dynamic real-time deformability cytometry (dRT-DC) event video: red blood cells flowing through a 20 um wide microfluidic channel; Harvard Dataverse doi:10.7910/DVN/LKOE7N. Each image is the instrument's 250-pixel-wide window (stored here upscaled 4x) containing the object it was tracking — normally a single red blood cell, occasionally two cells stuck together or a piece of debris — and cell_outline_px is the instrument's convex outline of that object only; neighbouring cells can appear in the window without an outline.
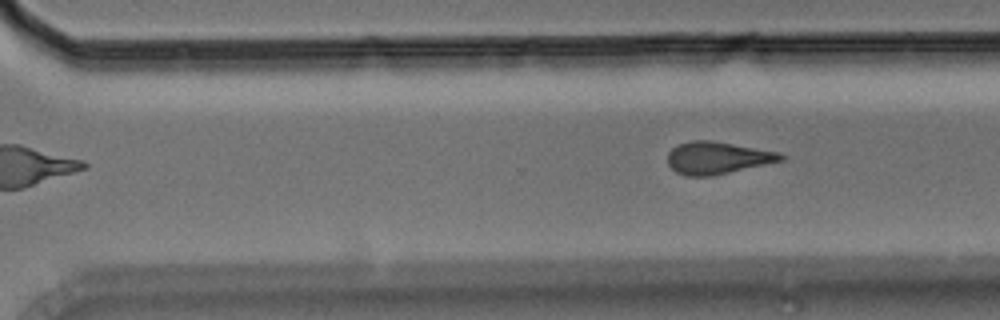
{"species": "Egyptian fruit bat (a non-hibernating species)", "species_latin": "Rousettus aegyptiacus", "temperature_condition": "room temperature", "stored_images_in_passage": 9, "camera_frame_rate_fps": 3000, "um_per_image_px": 0.085, "animal": {"sex": "male"}, "frame": {"image": 1, "passage_image": 9, "time_ms": 10.667, "image_size_px": [1000, 320], "cell_outline_px": [[784, 160], [712, 176], [688, 176], [676, 172], [668, 164], [668, 152], [672, 148], [680, 144], [692, 140], [708, 140], [780, 152], [784, 156]], "centroid_in_image_um": [60.97, 13.42], "position_along_channel_um": 309.6, "area_um2": 21.04}}